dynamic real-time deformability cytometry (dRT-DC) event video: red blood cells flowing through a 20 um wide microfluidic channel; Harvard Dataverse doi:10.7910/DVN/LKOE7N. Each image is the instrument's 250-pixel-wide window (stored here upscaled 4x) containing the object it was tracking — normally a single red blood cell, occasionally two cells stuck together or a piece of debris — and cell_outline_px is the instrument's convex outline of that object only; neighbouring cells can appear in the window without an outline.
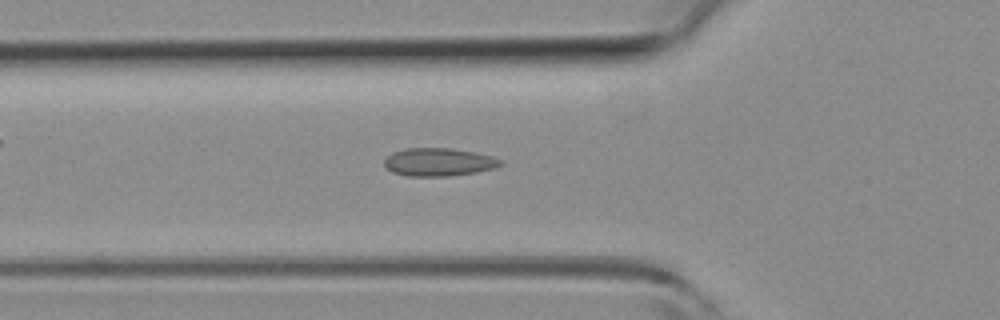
{"species": "common noctule bat (a hibernating species)", "species_latin": "Nyctalus noctula", "temperature_condition": "room temperature", "stored_images_in_passage": 43, "camera_frame_rate_fps": 3000, "um_per_image_px": 0.085, "animal": {"sex": "female", "body_mass_g": 19.3, "forearm_length_mm": 54.1}, "frame": {"image": 1, "passage_image": 15, "time_ms": 4.667, "image_size_px": [1000, 320], "cell_outline_px": [[500, 164], [492, 168], [476, 172], [444, 176], [412, 176], [392, 172], [384, 164], [384, 160], [392, 152], [408, 148], [448, 148], [472, 152], [488, 156], [500, 160]], "centroid_in_image_um": [37.21, 13.77], "position_along_channel_um": 88.6, "area_um2": 18.38}}
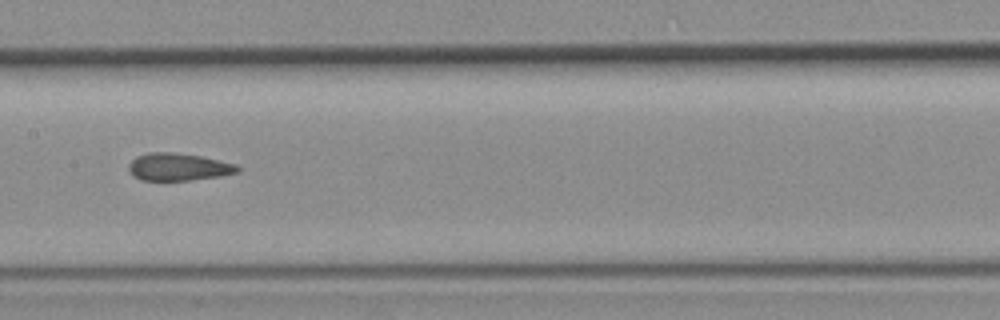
{"frame": {"image": 2, "passage_image": 22, "time_ms": 7.0, "image_size_px": [1000, 320], "cell_outline_px": [[240, 168], [236, 172], [216, 176], [188, 180], [144, 180], [136, 176], [128, 168], [132, 160], [140, 156], [152, 152], [164, 152], [200, 156], [232, 164]], "centroid_in_image_um": [15.13, 14.19], "position_along_channel_um": 192.3, "area_um2": 16.47}}
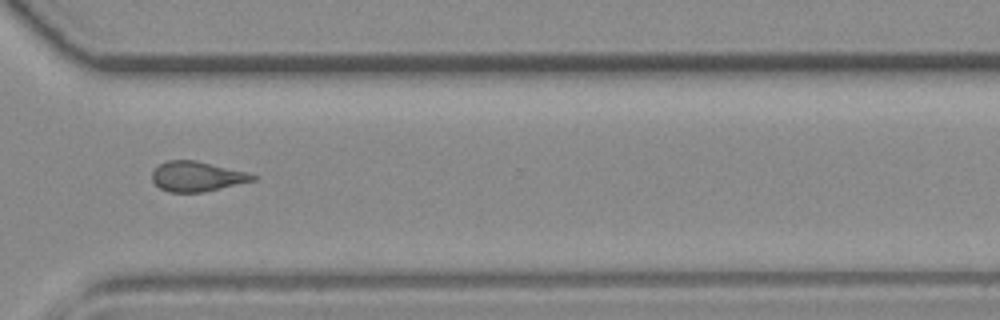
{"frame": {"image": 3, "passage_image": 33, "time_ms": 10.667, "image_size_px": [1000, 320], "cell_outline_px": [[256, 180], [200, 192], [168, 192], [160, 188], [152, 180], [152, 172], [160, 164], [168, 160], [192, 160], [244, 172], [256, 176]], "centroid_in_image_um": [16.67, 15.0], "position_along_channel_um": 353.9, "area_um2": 16.99}, "authors_computed_cell_mechanics": {"area_um2": 17.2244, "velocity_mm_per_s": 4.4231, "shape_relaxation_time_tau1_ms": null, "shape_relaxation_time_tau2_ms": 3.1952, "deformation_change_tau1": null, "deformation_change_tau2": 0.1031}}